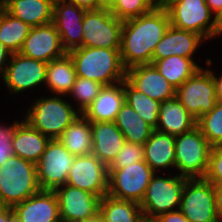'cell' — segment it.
Returning <instances> with one entry per match:
<instances>
[{"instance_id": "1", "label": "cell", "mask_w": 222, "mask_h": 222, "mask_svg": "<svg viewBox=\"0 0 222 222\" xmlns=\"http://www.w3.org/2000/svg\"><path fill=\"white\" fill-rule=\"evenodd\" d=\"M169 26V15L163 6L123 21L120 55L124 68L151 64L155 47Z\"/></svg>"}, {"instance_id": "2", "label": "cell", "mask_w": 222, "mask_h": 222, "mask_svg": "<svg viewBox=\"0 0 222 222\" xmlns=\"http://www.w3.org/2000/svg\"><path fill=\"white\" fill-rule=\"evenodd\" d=\"M71 56L77 76L96 81L103 86L120 83L126 79L120 49L78 47Z\"/></svg>"}, {"instance_id": "3", "label": "cell", "mask_w": 222, "mask_h": 222, "mask_svg": "<svg viewBox=\"0 0 222 222\" xmlns=\"http://www.w3.org/2000/svg\"><path fill=\"white\" fill-rule=\"evenodd\" d=\"M61 96V97H60ZM63 95L36 98L25 113L26 120L50 140L58 139L64 130L81 114Z\"/></svg>"}, {"instance_id": "4", "label": "cell", "mask_w": 222, "mask_h": 222, "mask_svg": "<svg viewBox=\"0 0 222 222\" xmlns=\"http://www.w3.org/2000/svg\"><path fill=\"white\" fill-rule=\"evenodd\" d=\"M40 190L36 164L11 155L0 166V206L14 207Z\"/></svg>"}, {"instance_id": "5", "label": "cell", "mask_w": 222, "mask_h": 222, "mask_svg": "<svg viewBox=\"0 0 222 222\" xmlns=\"http://www.w3.org/2000/svg\"><path fill=\"white\" fill-rule=\"evenodd\" d=\"M212 145L196 126L191 131L175 136V168L186 180L204 179Z\"/></svg>"}, {"instance_id": "6", "label": "cell", "mask_w": 222, "mask_h": 222, "mask_svg": "<svg viewBox=\"0 0 222 222\" xmlns=\"http://www.w3.org/2000/svg\"><path fill=\"white\" fill-rule=\"evenodd\" d=\"M163 7L175 28L195 32L205 40L217 37L215 16L206 0H168Z\"/></svg>"}, {"instance_id": "7", "label": "cell", "mask_w": 222, "mask_h": 222, "mask_svg": "<svg viewBox=\"0 0 222 222\" xmlns=\"http://www.w3.org/2000/svg\"><path fill=\"white\" fill-rule=\"evenodd\" d=\"M169 176V177H168ZM163 177L154 174L139 204L146 222L157 216L180 208V201L186 179L172 174Z\"/></svg>"}, {"instance_id": "8", "label": "cell", "mask_w": 222, "mask_h": 222, "mask_svg": "<svg viewBox=\"0 0 222 222\" xmlns=\"http://www.w3.org/2000/svg\"><path fill=\"white\" fill-rule=\"evenodd\" d=\"M175 97L196 120L209 113L217 102L211 69L200 67L176 89Z\"/></svg>"}, {"instance_id": "9", "label": "cell", "mask_w": 222, "mask_h": 222, "mask_svg": "<svg viewBox=\"0 0 222 222\" xmlns=\"http://www.w3.org/2000/svg\"><path fill=\"white\" fill-rule=\"evenodd\" d=\"M108 174V196L140 204L155 173L142 160L128 167L108 170Z\"/></svg>"}, {"instance_id": "10", "label": "cell", "mask_w": 222, "mask_h": 222, "mask_svg": "<svg viewBox=\"0 0 222 222\" xmlns=\"http://www.w3.org/2000/svg\"><path fill=\"white\" fill-rule=\"evenodd\" d=\"M82 27L84 47L120 49L123 21L108 8L86 11Z\"/></svg>"}, {"instance_id": "11", "label": "cell", "mask_w": 222, "mask_h": 222, "mask_svg": "<svg viewBox=\"0 0 222 222\" xmlns=\"http://www.w3.org/2000/svg\"><path fill=\"white\" fill-rule=\"evenodd\" d=\"M179 210L190 222H221L214 185L205 179L185 181Z\"/></svg>"}, {"instance_id": "12", "label": "cell", "mask_w": 222, "mask_h": 222, "mask_svg": "<svg viewBox=\"0 0 222 222\" xmlns=\"http://www.w3.org/2000/svg\"><path fill=\"white\" fill-rule=\"evenodd\" d=\"M75 157L58 139L50 140L36 164L40 189L54 190L66 184Z\"/></svg>"}, {"instance_id": "13", "label": "cell", "mask_w": 222, "mask_h": 222, "mask_svg": "<svg viewBox=\"0 0 222 222\" xmlns=\"http://www.w3.org/2000/svg\"><path fill=\"white\" fill-rule=\"evenodd\" d=\"M47 64L20 53L12 54L2 77L6 88L11 95H16L45 84Z\"/></svg>"}, {"instance_id": "14", "label": "cell", "mask_w": 222, "mask_h": 222, "mask_svg": "<svg viewBox=\"0 0 222 222\" xmlns=\"http://www.w3.org/2000/svg\"><path fill=\"white\" fill-rule=\"evenodd\" d=\"M62 222H84L99 213L100 198L88 191L68 184L55 188Z\"/></svg>"}, {"instance_id": "15", "label": "cell", "mask_w": 222, "mask_h": 222, "mask_svg": "<svg viewBox=\"0 0 222 222\" xmlns=\"http://www.w3.org/2000/svg\"><path fill=\"white\" fill-rule=\"evenodd\" d=\"M108 166L93 154L75 157L66 184L97 195L108 193Z\"/></svg>"}, {"instance_id": "16", "label": "cell", "mask_w": 222, "mask_h": 222, "mask_svg": "<svg viewBox=\"0 0 222 222\" xmlns=\"http://www.w3.org/2000/svg\"><path fill=\"white\" fill-rule=\"evenodd\" d=\"M87 10L66 0H55L52 23L59 33L63 49L68 53L83 46V17Z\"/></svg>"}, {"instance_id": "17", "label": "cell", "mask_w": 222, "mask_h": 222, "mask_svg": "<svg viewBox=\"0 0 222 222\" xmlns=\"http://www.w3.org/2000/svg\"><path fill=\"white\" fill-rule=\"evenodd\" d=\"M19 53L49 63L61 58L67 52L62 47L56 26L51 22L31 27Z\"/></svg>"}, {"instance_id": "18", "label": "cell", "mask_w": 222, "mask_h": 222, "mask_svg": "<svg viewBox=\"0 0 222 222\" xmlns=\"http://www.w3.org/2000/svg\"><path fill=\"white\" fill-rule=\"evenodd\" d=\"M18 222H61L59 204L53 190H40L12 207Z\"/></svg>"}, {"instance_id": "19", "label": "cell", "mask_w": 222, "mask_h": 222, "mask_svg": "<svg viewBox=\"0 0 222 222\" xmlns=\"http://www.w3.org/2000/svg\"><path fill=\"white\" fill-rule=\"evenodd\" d=\"M126 80L136 90L159 102L175 98L176 89L153 64L137 65L127 69Z\"/></svg>"}, {"instance_id": "20", "label": "cell", "mask_w": 222, "mask_h": 222, "mask_svg": "<svg viewBox=\"0 0 222 222\" xmlns=\"http://www.w3.org/2000/svg\"><path fill=\"white\" fill-rule=\"evenodd\" d=\"M205 39L199 34L175 28L170 25L162 39L157 43L152 55V61L179 55L193 59L196 49Z\"/></svg>"}, {"instance_id": "21", "label": "cell", "mask_w": 222, "mask_h": 222, "mask_svg": "<svg viewBox=\"0 0 222 222\" xmlns=\"http://www.w3.org/2000/svg\"><path fill=\"white\" fill-rule=\"evenodd\" d=\"M124 102V81L103 86L98 96L84 110L82 115L90 122H114Z\"/></svg>"}, {"instance_id": "22", "label": "cell", "mask_w": 222, "mask_h": 222, "mask_svg": "<svg viewBox=\"0 0 222 222\" xmlns=\"http://www.w3.org/2000/svg\"><path fill=\"white\" fill-rule=\"evenodd\" d=\"M93 141L92 154L107 166L126 143L115 122H91Z\"/></svg>"}, {"instance_id": "23", "label": "cell", "mask_w": 222, "mask_h": 222, "mask_svg": "<svg viewBox=\"0 0 222 222\" xmlns=\"http://www.w3.org/2000/svg\"><path fill=\"white\" fill-rule=\"evenodd\" d=\"M50 139L33 128L26 120L14 125L12 138L13 155L37 164Z\"/></svg>"}, {"instance_id": "24", "label": "cell", "mask_w": 222, "mask_h": 222, "mask_svg": "<svg viewBox=\"0 0 222 222\" xmlns=\"http://www.w3.org/2000/svg\"><path fill=\"white\" fill-rule=\"evenodd\" d=\"M197 120L175 97L161 102L156 131L178 136L196 127Z\"/></svg>"}, {"instance_id": "25", "label": "cell", "mask_w": 222, "mask_h": 222, "mask_svg": "<svg viewBox=\"0 0 222 222\" xmlns=\"http://www.w3.org/2000/svg\"><path fill=\"white\" fill-rule=\"evenodd\" d=\"M143 148L144 161L155 174L160 168L175 167V136L154 130Z\"/></svg>"}, {"instance_id": "26", "label": "cell", "mask_w": 222, "mask_h": 222, "mask_svg": "<svg viewBox=\"0 0 222 222\" xmlns=\"http://www.w3.org/2000/svg\"><path fill=\"white\" fill-rule=\"evenodd\" d=\"M55 0H7L3 8L31 27L49 24Z\"/></svg>"}, {"instance_id": "27", "label": "cell", "mask_w": 222, "mask_h": 222, "mask_svg": "<svg viewBox=\"0 0 222 222\" xmlns=\"http://www.w3.org/2000/svg\"><path fill=\"white\" fill-rule=\"evenodd\" d=\"M76 78L75 66L68 53L47 64L45 84L54 95L66 97L71 91Z\"/></svg>"}, {"instance_id": "28", "label": "cell", "mask_w": 222, "mask_h": 222, "mask_svg": "<svg viewBox=\"0 0 222 222\" xmlns=\"http://www.w3.org/2000/svg\"><path fill=\"white\" fill-rule=\"evenodd\" d=\"M58 140L73 156L92 154L91 122L80 114L64 130Z\"/></svg>"}, {"instance_id": "29", "label": "cell", "mask_w": 222, "mask_h": 222, "mask_svg": "<svg viewBox=\"0 0 222 222\" xmlns=\"http://www.w3.org/2000/svg\"><path fill=\"white\" fill-rule=\"evenodd\" d=\"M114 122L124 135L126 142L141 145L145 144L155 130L126 102L122 104Z\"/></svg>"}, {"instance_id": "30", "label": "cell", "mask_w": 222, "mask_h": 222, "mask_svg": "<svg viewBox=\"0 0 222 222\" xmlns=\"http://www.w3.org/2000/svg\"><path fill=\"white\" fill-rule=\"evenodd\" d=\"M98 214L104 222H146L139 203L108 195L100 199Z\"/></svg>"}, {"instance_id": "31", "label": "cell", "mask_w": 222, "mask_h": 222, "mask_svg": "<svg viewBox=\"0 0 222 222\" xmlns=\"http://www.w3.org/2000/svg\"><path fill=\"white\" fill-rule=\"evenodd\" d=\"M159 73L177 89L190 78L201 66L194 59L179 55L169 56L165 59L152 61Z\"/></svg>"}, {"instance_id": "32", "label": "cell", "mask_w": 222, "mask_h": 222, "mask_svg": "<svg viewBox=\"0 0 222 222\" xmlns=\"http://www.w3.org/2000/svg\"><path fill=\"white\" fill-rule=\"evenodd\" d=\"M31 26L13 17L4 8L0 12V41L12 53H19Z\"/></svg>"}, {"instance_id": "33", "label": "cell", "mask_w": 222, "mask_h": 222, "mask_svg": "<svg viewBox=\"0 0 222 222\" xmlns=\"http://www.w3.org/2000/svg\"><path fill=\"white\" fill-rule=\"evenodd\" d=\"M124 93L125 102L128 103L145 122L156 129L161 102L151 99L143 92L136 90L126 79L124 80Z\"/></svg>"}, {"instance_id": "34", "label": "cell", "mask_w": 222, "mask_h": 222, "mask_svg": "<svg viewBox=\"0 0 222 222\" xmlns=\"http://www.w3.org/2000/svg\"><path fill=\"white\" fill-rule=\"evenodd\" d=\"M196 126L212 146L222 145V102L197 119Z\"/></svg>"}, {"instance_id": "35", "label": "cell", "mask_w": 222, "mask_h": 222, "mask_svg": "<svg viewBox=\"0 0 222 222\" xmlns=\"http://www.w3.org/2000/svg\"><path fill=\"white\" fill-rule=\"evenodd\" d=\"M102 88L103 85L96 81L77 76L68 95L72 96L74 101H76V108L82 114L98 96Z\"/></svg>"}, {"instance_id": "36", "label": "cell", "mask_w": 222, "mask_h": 222, "mask_svg": "<svg viewBox=\"0 0 222 222\" xmlns=\"http://www.w3.org/2000/svg\"><path fill=\"white\" fill-rule=\"evenodd\" d=\"M155 7L151 0H116L109 10L121 21H126L147 14Z\"/></svg>"}, {"instance_id": "37", "label": "cell", "mask_w": 222, "mask_h": 222, "mask_svg": "<svg viewBox=\"0 0 222 222\" xmlns=\"http://www.w3.org/2000/svg\"><path fill=\"white\" fill-rule=\"evenodd\" d=\"M144 160V148L141 144L126 142L113 161L108 165V170L128 167L138 161Z\"/></svg>"}, {"instance_id": "38", "label": "cell", "mask_w": 222, "mask_h": 222, "mask_svg": "<svg viewBox=\"0 0 222 222\" xmlns=\"http://www.w3.org/2000/svg\"><path fill=\"white\" fill-rule=\"evenodd\" d=\"M204 179L213 185H222V145L212 146Z\"/></svg>"}, {"instance_id": "39", "label": "cell", "mask_w": 222, "mask_h": 222, "mask_svg": "<svg viewBox=\"0 0 222 222\" xmlns=\"http://www.w3.org/2000/svg\"><path fill=\"white\" fill-rule=\"evenodd\" d=\"M18 121L15 120L13 124L0 125V166L4 164L13 155L12 138L14 132V125Z\"/></svg>"}, {"instance_id": "40", "label": "cell", "mask_w": 222, "mask_h": 222, "mask_svg": "<svg viewBox=\"0 0 222 222\" xmlns=\"http://www.w3.org/2000/svg\"><path fill=\"white\" fill-rule=\"evenodd\" d=\"M151 222H190V221L178 209L175 211L163 213L154 218Z\"/></svg>"}, {"instance_id": "41", "label": "cell", "mask_w": 222, "mask_h": 222, "mask_svg": "<svg viewBox=\"0 0 222 222\" xmlns=\"http://www.w3.org/2000/svg\"><path fill=\"white\" fill-rule=\"evenodd\" d=\"M12 53L0 41V76L3 77Z\"/></svg>"}, {"instance_id": "42", "label": "cell", "mask_w": 222, "mask_h": 222, "mask_svg": "<svg viewBox=\"0 0 222 222\" xmlns=\"http://www.w3.org/2000/svg\"><path fill=\"white\" fill-rule=\"evenodd\" d=\"M66 1L71 2L87 11L101 9L100 0H66Z\"/></svg>"}, {"instance_id": "43", "label": "cell", "mask_w": 222, "mask_h": 222, "mask_svg": "<svg viewBox=\"0 0 222 222\" xmlns=\"http://www.w3.org/2000/svg\"><path fill=\"white\" fill-rule=\"evenodd\" d=\"M14 219L12 207L0 206V222H12Z\"/></svg>"}, {"instance_id": "44", "label": "cell", "mask_w": 222, "mask_h": 222, "mask_svg": "<svg viewBox=\"0 0 222 222\" xmlns=\"http://www.w3.org/2000/svg\"><path fill=\"white\" fill-rule=\"evenodd\" d=\"M214 188H215L217 214L222 222V185H214Z\"/></svg>"}, {"instance_id": "45", "label": "cell", "mask_w": 222, "mask_h": 222, "mask_svg": "<svg viewBox=\"0 0 222 222\" xmlns=\"http://www.w3.org/2000/svg\"><path fill=\"white\" fill-rule=\"evenodd\" d=\"M211 74L215 83L217 101L222 102V74L220 75V77H217V75H215V72H213V70L211 71Z\"/></svg>"}, {"instance_id": "46", "label": "cell", "mask_w": 222, "mask_h": 222, "mask_svg": "<svg viewBox=\"0 0 222 222\" xmlns=\"http://www.w3.org/2000/svg\"><path fill=\"white\" fill-rule=\"evenodd\" d=\"M206 4L214 16L222 9V0H206Z\"/></svg>"}, {"instance_id": "47", "label": "cell", "mask_w": 222, "mask_h": 222, "mask_svg": "<svg viewBox=\"0 0 222 222\" xmlns=\"http://www.w3.org/2000/svg\"><path fill=\"white\" fill-rule=\"evenodd\" d=\"M215 22L217 27V36L222 35V9L215 16Z\"/></svg>"}, {"instance_id": "48", "label": "cell", "mask_w": 222, "mask_h": 222, "mask_svg": "<svg viewBox=\"0 0 222 222\" xmlns=\"http://www.w3.org/2000/svg\"><path fill=\"white\" fill-rule=\"evenodd\" d=\"M101 1V8H110L116 0H100Z\"/></svg>"}, {"instance_id": "49", "label": "cell", "mask_w": 222, "mask_h": 222, "mask_svg": "<svg viewBox=\"0 0 222 222\" xmlns=\"http://www.w3.org/2000/svg\"><path fill=\"white\" fill-rule=\"evenodd\" d=\"M156 6H163L168 0H151Z\"/></svg>"}, {"instance_id": "50", "label": "cell", "mask_w": 222, "mask_h": 222, "mask_svg": "<svg viewBox=\"0 0 222 222\" xmlns=\"http://www.w3.org/2000/svg\"><path fill=\"white\" fill-rule=\"evenodd\" d=\"M84 222H104L103 219L99 216V214L94 217L93 219H90V220H87V221H84Z\"/></svg>"}, {"instance_id": "51", "label": "cell", "mask_w": 222, "mask_h": 222, "mask_svg": "<svg viewBox=\"0 0 222 222\" xmlns=\"http://www.w3.org/2000/svg\"><path fill=\"white\" fill-rule=\"evenodd\" d=\"M2 9H3V4H2V2L0 1V12H1Z\"/></svg>"}, {"instance_id": "52", "label": "cell", "mask_w": 222, "mask_h": 222, "mask_svg": "<svg viewBox=\"0 0 222 222\" xmlns=\"http://www.w3.org/2000/svg\"><path fill=\"white\" fill-rule=\"evenodd\" d=\"M2 2V4H4L7 0H0Z\"/></svg>"}]
</instances>
